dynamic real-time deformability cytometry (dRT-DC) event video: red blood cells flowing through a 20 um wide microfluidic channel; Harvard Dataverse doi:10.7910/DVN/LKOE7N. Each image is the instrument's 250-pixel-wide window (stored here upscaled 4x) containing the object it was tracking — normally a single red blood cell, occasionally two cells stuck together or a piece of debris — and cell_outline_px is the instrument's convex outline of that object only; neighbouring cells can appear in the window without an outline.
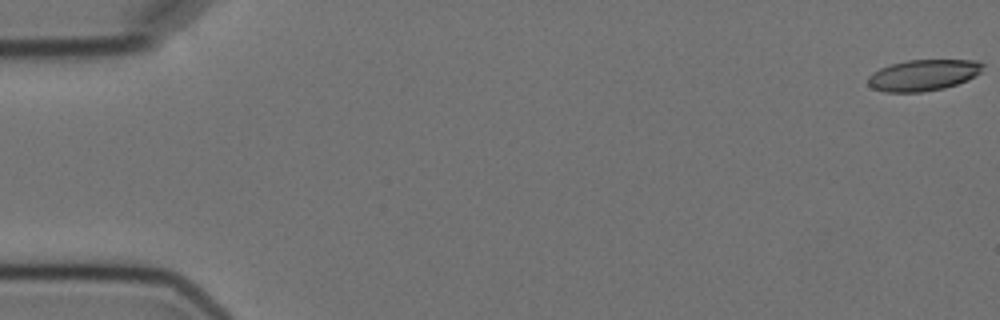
{"species": "Egyptian fruit bat (a non-hibernating species)", "species_latin": "Rousettus aegyptiacus", "temperature_condition": "cold", "stored_images_in_passage": 8, "camera_frame_rate_fps": 3000, "um_per_image_px": 0.085, "animal": {"sex": "female"}, "frame": {"image": 1, "passage_image": 1, "time_ms": 0.0, "image_size_px": [1000, 320], "cell_outline_px": [[984, 64], [980, 72], [968, 80], [944, 88], [920, 92], [884, 92], [872, 88], [868, 84], [868, 76], [872, 72], [880, 68], [892, 64], [908, 60], [976, 60]], "centroid_in_image_um": [78.45, 6.39], "position_along_channel_um": 6.5, "area_um2": 20.81}}
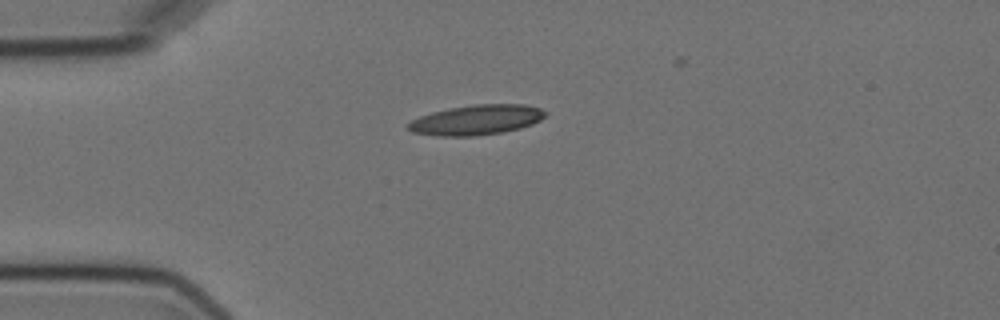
{"frame": {"image": 2, "passage_image": 5, "time_ms": 4.667, "image_size_px": [1000, 320], "cell_outline_px": [[548, 112], [540, 120], [532, 124], [520, 128], [504, 132], [476, 136], [440, 136], [412, 132], [408, 128], [408, 124], [412, 120], [420, 116], [432, 112], [448, 108], [472, 104], [524, 104], [540, 108]], "centroid_in_image_um": [40.52, 10.18], "position_along_channel_um": 44.5, "area_um2": 24.04}}
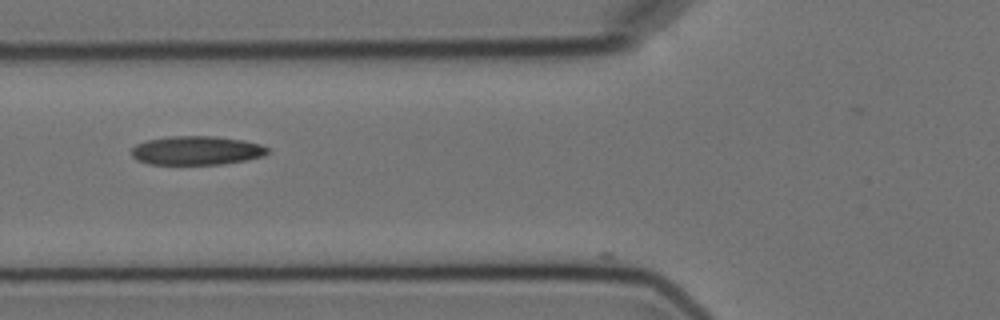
{"frame": {"image": 3, "passage_image": 7, "time_ms": 7.0, "image_size_px": [1000, 320], "cell_outline_px": [[268, 152], [264, 156], [248, 160], [220, 164], [148, 164], [136, 160], [132, 156], [132, 148], [136, 144], [144, 140], [168, 136], [216, 136], [244, 140], [260, 144], [268, 148]], "centroid_in_image_um": [16.69, 12.78], "position_along_channel_um": 109.1, "area_um2": 23.12}}